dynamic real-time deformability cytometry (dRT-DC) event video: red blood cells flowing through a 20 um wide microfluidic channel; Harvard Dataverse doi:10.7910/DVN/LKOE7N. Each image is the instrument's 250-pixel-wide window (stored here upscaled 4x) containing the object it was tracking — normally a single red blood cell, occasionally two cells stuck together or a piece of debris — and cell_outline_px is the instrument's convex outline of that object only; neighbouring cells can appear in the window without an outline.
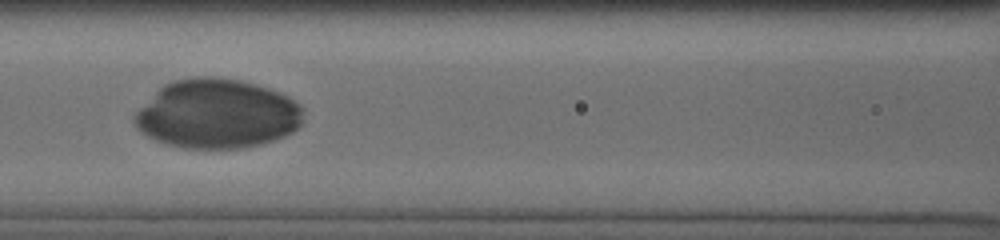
{"species": "human", "species_latin": "Homo sapiens", "temperature_condition": "cold", "stored_images_in_passage": 29, "camera_frame_rate_fps": 3000, "um_per_image_px": 0.085, "donor": {"sex": "male"}, "frame": {"image": 1, "passage_image": 28, "time_ms": 9.0, "image_size_px": [1000, 240], "cell_outline_px": [[300, 124], [292, 132], [284, 136], [260, 144], [244, 148], [184, 148], [168, 144], [156, 140], [148, 136], [136, 128], [132, 120], [132, 116], [164, 84], [172, 80], [196, 76], [216, 76], [240, 80], [256, 84], [280, 92], [288, 96], [300, 104]], "centroid_in_image_um": [18.42, 9.67], "position_along_channel_um": 148.2, "area_um2": 67.92}}